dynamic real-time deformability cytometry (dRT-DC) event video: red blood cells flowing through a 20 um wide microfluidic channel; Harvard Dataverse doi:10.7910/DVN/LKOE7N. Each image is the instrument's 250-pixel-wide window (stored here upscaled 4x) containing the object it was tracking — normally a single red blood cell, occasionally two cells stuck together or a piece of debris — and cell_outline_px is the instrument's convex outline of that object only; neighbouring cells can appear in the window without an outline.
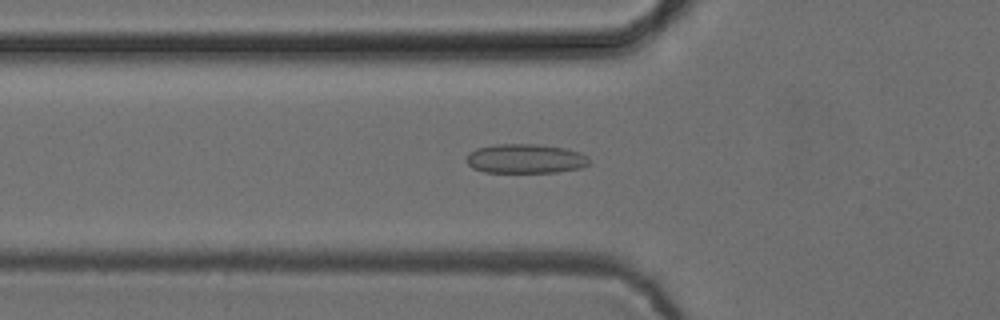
{"species": "common noctule bat (a hibernating species)", "species_latin": "Nyctalus noctula", "temperature_condition": "cold", "stored_images_in_passage": 51, "camera_frame_rate_fps": 3000, "um_per_image_px": 0.085, "animal": {"sex": "female", "body_mass_g": 24.6, "forearm_length_mm": 56.2}, "frame": {"image": 1, "passage_image": 17, "time_ms": 5.333, "image_size_px": [1000, 320], "cell_outline_px": [[588, 164], [580, 168], [556, 172], [484, 172], [472, 168], [464, 160], [468, 152], [476, 148], [496, 144], [536, 144], [564, 148], [580, 152], [588, 156]], "centroid_in_image_um": [44.61, 13.48], "position_along_channel_um": 81.2, "area_um2": 21.1}}
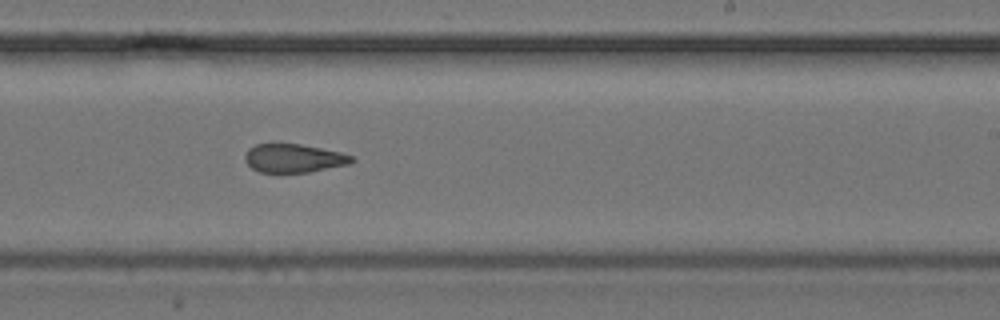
{"frame": {"image": 2, "passage_image": 31, "time_ms": 10.0, "image_size_px": [1000, 320], "cell_outline_px": [[356, 160], [352, 164], [308, 172], [260, 172], [252, 168], [244, 160], [244, 156], [248, 148], [256, 144], [272, 140], [276, 140], [300, 144], [340, 152], [352, 156]], "centroid_in_image_um": [24.93, 13.4], "position_along_channel_um": 264.1, "area_um2": 18.44}}
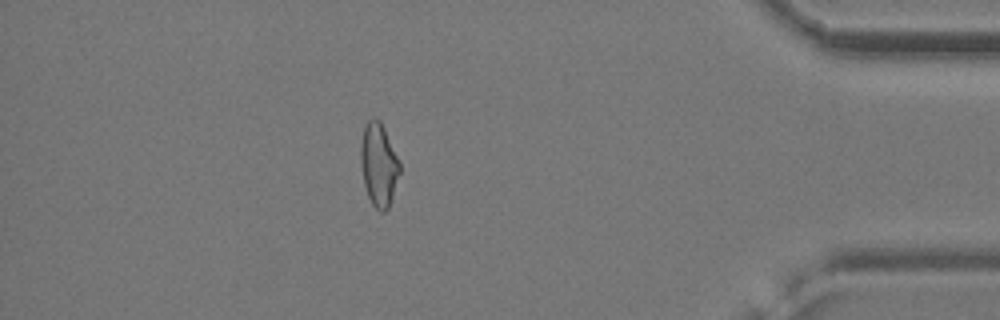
{"frame": {"image": 3, "passage_image": 45, "time_ms": 14.667, "image_size_px": [1000, 320], "cell_outline_px": [[400, 172], [388, 208], [384, 212], [380, 212], [372, 204], [368, 196], [364, 184], [360, 160], [360, 144], [364, 128], [368, 120], [372, 116], [376, 116], [380, 120], [384, 128], [400, 164]], "centroid_in_image_um": [32.17, 13.97], "position_along_channel_um": 403.0, "area_um2": 18.79}, "authors_computed_cell_mechanics": {"area_um2": 19.4208, "velocity_mm_per_s": 3.9008, "shape_relaxation_time_tau1_ms": null, "shape_relaxation_time_tau2_ms": 3.4896, "deformation_change_tau1": null, "deformation_change_tau2": 0.1025}}